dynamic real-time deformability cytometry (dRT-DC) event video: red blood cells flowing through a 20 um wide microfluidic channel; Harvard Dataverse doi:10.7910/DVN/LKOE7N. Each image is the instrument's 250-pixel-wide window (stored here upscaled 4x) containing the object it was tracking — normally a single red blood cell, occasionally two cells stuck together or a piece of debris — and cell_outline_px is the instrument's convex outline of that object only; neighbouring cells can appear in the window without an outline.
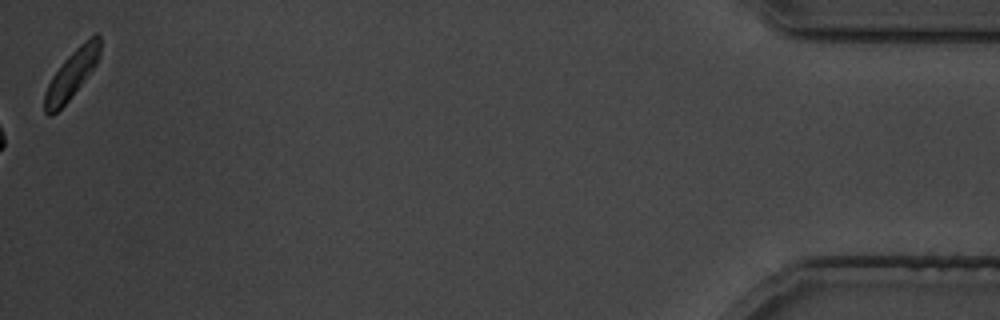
{"species": "common noctule bat (a hibernating species)", "species_latin": "Nyctalus noctula", "temperature_condition": "cold", "stored_images_in_passage": 27, "camera_frame_rate_fps": 3000, "um_per_image_px": 0.085, "animal": {"sex": "male", "body_mass_g": 19.5, "forearm_length_mm": 54.6}, "frame": {"image": 1, "passage_image": 27, "time_ms": 32.667, "image_size_px": [1000, 320], "cell_outline_px": [[100, 56], [96, 64], [68, 100], [52, 116], [48, 116], [44, 112], [44, 92], [52, 76], [64, 60], [80, 44], [96, 32], [100, 36]], "centroid_in_image_um": [6.07, 6.31], "position_along_channel_um": 429.1, "area_um2": 15.32}}